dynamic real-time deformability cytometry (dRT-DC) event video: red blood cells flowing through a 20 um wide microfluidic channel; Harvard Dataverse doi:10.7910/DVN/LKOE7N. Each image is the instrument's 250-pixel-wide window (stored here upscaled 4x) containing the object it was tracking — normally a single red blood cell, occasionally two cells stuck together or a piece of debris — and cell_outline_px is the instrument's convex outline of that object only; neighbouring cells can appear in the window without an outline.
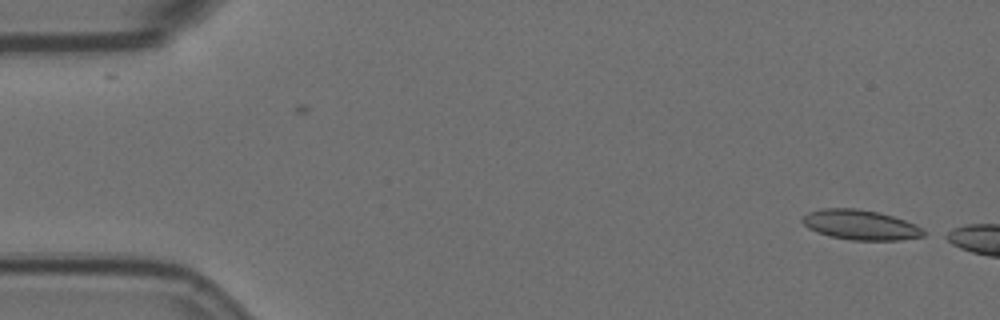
{"species": "Egyptian fruit bat (a non-hibernating species)", "species_latin": "Rousettus aegyptiacus", "temperature_condition": "room temperature", "stored_images_in_passage": 7, "camera_frame_rate_fps": 3000, "um_per_image_px": 0.085, "animal": {"sex": "female"}, "frame": {"image": 1, "passage_image": 7, "time_ms": 2.0, "image_size_px": [1000, 320], "cell_outline_px": [[924, 236], [900, 240], [852, 240], [828, 236], [808, 228], [800, 220], [808, 212], [820, 208], [856, 208], [876, 212], [892, 216], [916, 224], [924, 232]], "centroid_in_image_um": [73.1, 19.11], "position_along_channel_um": 11.9, "area_um2": 21.04}}